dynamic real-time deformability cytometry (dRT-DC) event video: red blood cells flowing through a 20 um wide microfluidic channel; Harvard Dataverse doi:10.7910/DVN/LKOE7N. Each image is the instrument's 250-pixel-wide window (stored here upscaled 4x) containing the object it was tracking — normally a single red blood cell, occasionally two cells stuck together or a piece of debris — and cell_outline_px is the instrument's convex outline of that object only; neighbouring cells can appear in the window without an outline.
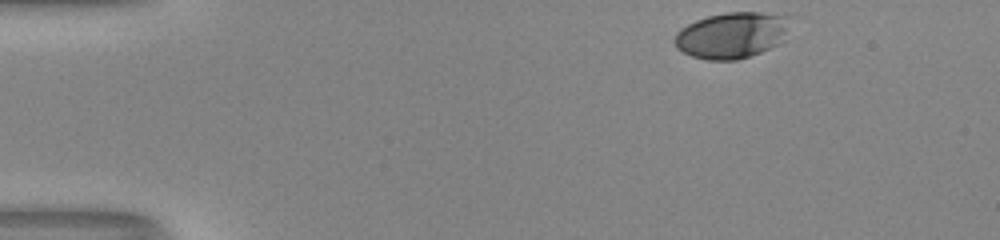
{"species": "human", "species_latin": "Homo sapiens", "temperature_condition": "room temperature", "stored_images_in_passage": 38, "camera_frame_rate_fps": 3000, "um_per_image_px": 0.085, "donor": {"sex": "male"}, "frame": {"image": 1, "passage_image": 1, "time_ms": 0.0, "image_size_px": [1000, 240], "cell_outline_px": [[800, 16], [776, 44], [760, 52], [736, 60], [708, 60], [692, 56], [676, 48], [672, 40], [676, 32], [680, 28], [696, 20], [708, 16], [728, 12], [760, 12]], "centroid_in_image_um": [62.25, 2.95], "position_along_channel_um": 22.7, "area_um2": 31.5}}
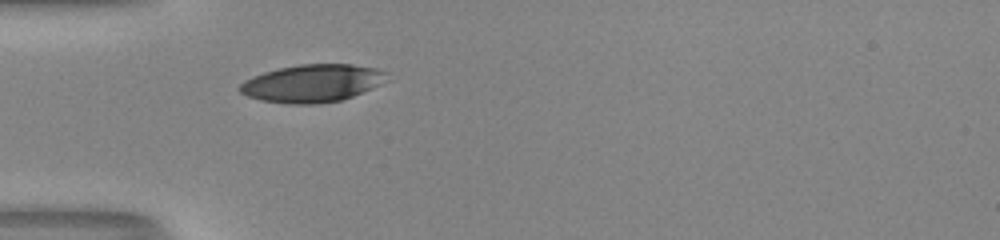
{"frame": {"image": 2, "passage_image": 11, "time_ms": 3.333, "image_size_px": [1000, 240], "cell_outline_px": [[392, 80], [352, 96], [340, 100], [316, 104], [288, 104], [260, 100], [248, 96], [240, 92], [236, 88], [244, 80], [252, 76], [264, 72], [280, 68], [300, 64], [352, 64], [376, 68], [388, 72]], "centroid_in_image_um": [26.58, 7.07], "position_along_channel_um": 58.4, "area_um2": 32.66}}
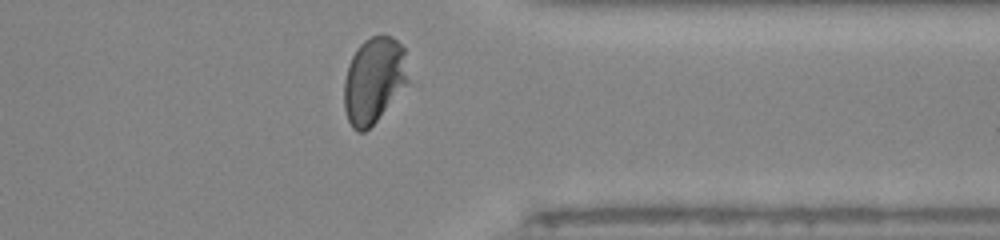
{"frame": {"image": 3, "passage_image": 36, "time_ms": 11.667, "image_size_px": [1000, 240], "cell_outline_px": [[412, 80], [376, 120], [364, 132], [356, 132], [352, 128], [348, 120], [344, 108], [344, 80], [348, 64], [356, 48], [364, 40], [372, 36], [392, 36], [404, 48]], "centroid_in_image_um": [31.81, 6.8], "position_along_channel_um": 379.6, "area_um2": 32.6}, "authors_computed_cell_mechanics": {"area_um2": 33.0905, "velocity_mm_per_s": 3.9899, "shape_relaxation_time_tau1_ms": 3.7523, "shape_relaxation_time_tau2_ms": null, "deformation_change_tau1": 0.1967, "deformation_change_tau2": null}}